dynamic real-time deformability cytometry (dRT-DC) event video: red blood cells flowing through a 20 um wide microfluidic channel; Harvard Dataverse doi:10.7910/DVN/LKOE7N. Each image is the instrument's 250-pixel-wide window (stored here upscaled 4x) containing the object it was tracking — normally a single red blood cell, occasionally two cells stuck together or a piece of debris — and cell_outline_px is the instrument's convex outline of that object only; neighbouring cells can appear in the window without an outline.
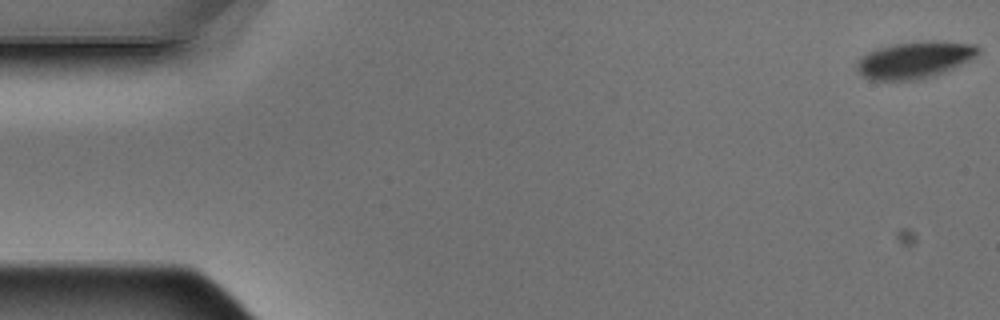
{"species": "Egyptian fruit bat (a non-hibernating species)", "species_latin": "Rousettus aegyptiacus", "temperature_condition": "warm", "stored_images_in_passage": 7, "camera_frame_rate_fps": 3000, "um_per_image_px": 0.085, "animal": {"sex": "male"}, "frame": {"image": 1, "passage_image": 1, "time_ms": 0.0, "image_size_px": [1000, 320], "cell_outline_px": [[980, 52], [976, 56], [952, 68], [916, 80], [872, 80], [864, 76], [856, 68], [856, 60], [860, 56], [868, 52], [892, 44], [928, 40], [936, 40], [976, 44], [980, 48]], "centroid_in_image_um": [77.73, 5.06], "position_along_channel_um": 7.3, "area_um2": 25.84}}
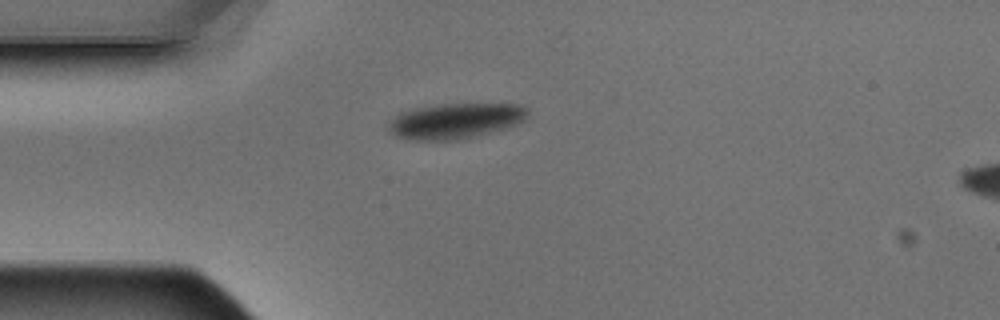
{"frame": {"image": 2, "passage_image": 5, "time_ms": 1.333, "image_size_px": [1000, 320], "cell_outline_px": [[528, 116], [524, 120], [508, 128], [476, 136], [456, 140], [412, 140], [396, 136], [388, 128], [388, 124], [400, 112], [416, 108], [444, 104], [520, 104], [528, 108]], "centroid_in_image_um": [38.75, 10.28], "position_along_channel_um": 46.2, "area_um2": 28.67}}
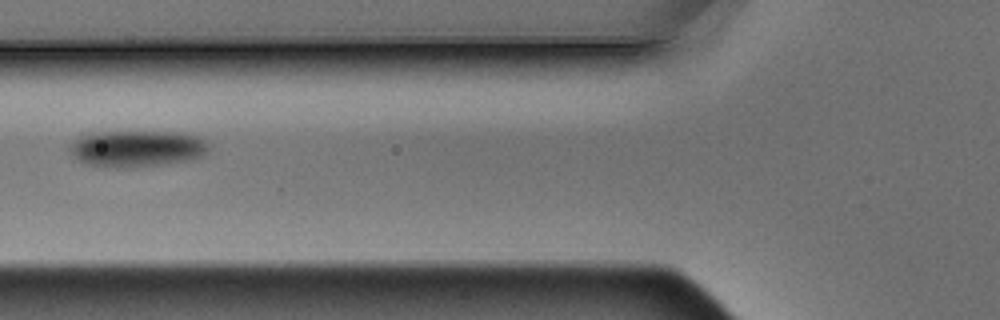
{"frame": {"image": 3, "passage_image": 7, "time_ms": 2.0, "image_size_px": [1000, 320], "cell_outline_px": [[208, 152], [196, 160], [128, 168], [116, 168], [88, 164], [76, 160], [72, 156], [68, 148], [72, 140], [88, 132], [184, 132], [200, 136], [208, 144]], "centroid_in_image_um": [11.64, 12.63], "position_along_channel_um": 114.2, "area_um2": 30.23}}